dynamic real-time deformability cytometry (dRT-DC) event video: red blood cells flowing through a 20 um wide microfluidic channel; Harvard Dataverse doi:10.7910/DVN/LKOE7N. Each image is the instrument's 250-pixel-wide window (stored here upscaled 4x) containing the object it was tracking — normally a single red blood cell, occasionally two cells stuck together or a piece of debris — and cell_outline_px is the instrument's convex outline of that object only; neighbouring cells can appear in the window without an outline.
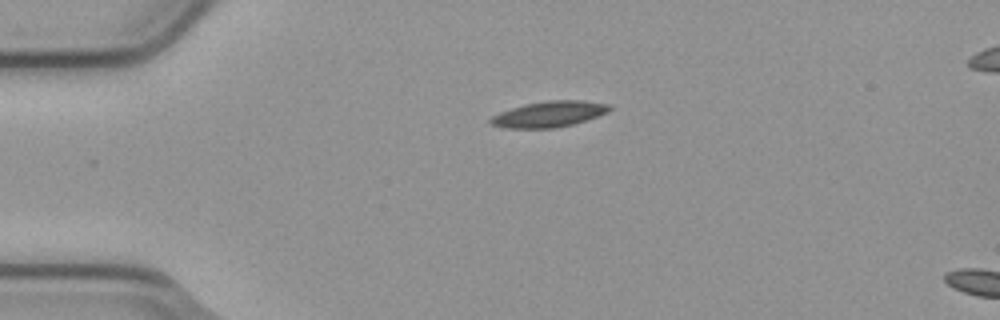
{"species": "common noctule bat (a hibernating species)", "species_latin": "Nyctalus noctula", "temperature_condition": "cold", "stored_images_in_passage": 3, "segment_of_instrument_passage": [1, 2], "camera_frame_rate_fps": 3000, "um_per_image_px": 0.085, "animal": {"sex": "male", "body_mass_g": 23.1, "forearm_length_mm": 52.7}, "frame": {"image": 1, "passage_image": 1, "time_ms": 0.0, "image_size_px": [1000, 320], "cell_outline_px": [[612, 108], [608, 112], [572, 124], [556, 128], [504, 128], [488, 124], [488, 120], [492, 116], [500, 112], [524, 104], [544, 100], [580, 100], [612, 104]], "centroid_in_image_um": [46.64, 9.69], "position_along_channel_um": 38.4, "area_um2": 18.03}}